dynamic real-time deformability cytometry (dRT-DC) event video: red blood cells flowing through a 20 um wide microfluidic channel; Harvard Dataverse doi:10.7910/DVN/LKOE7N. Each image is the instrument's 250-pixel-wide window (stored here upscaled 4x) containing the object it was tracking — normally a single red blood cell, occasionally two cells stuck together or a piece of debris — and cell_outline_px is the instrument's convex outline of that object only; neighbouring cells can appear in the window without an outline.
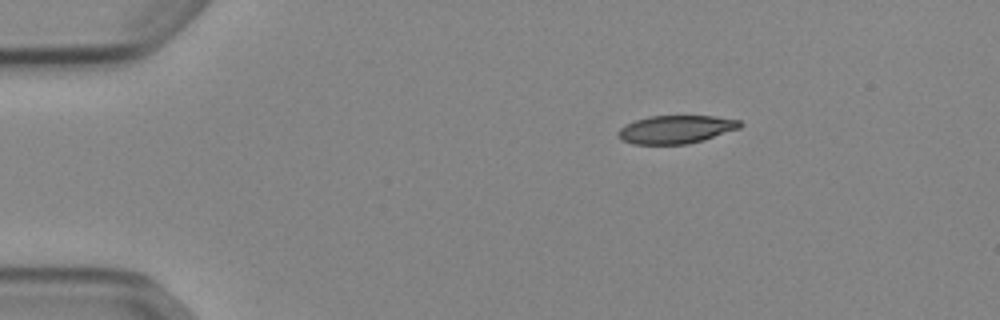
{"species": "Egyptian fruit bat (a non-hibernating species)", "species_latin": "Rousettus aegyptiacus", "temperature_condition": "cold", "stored_images_in_passage": 44, "camera_frame_rate_fps": 3000, "um_per_image_px": 0.085, "animal": {"sex": "female"}, "frame": {"image": 1, "passage_image": 1, "time_ms": 0.0, "image_size_px": [1000, 320], "cell_outline_px": [[740, 128], [704, 140], [688, 144], [632, 144], [620, 140], [616, 132], [620, 128], [636, 120], [648, 116], [716, 116], [740, 120]], "centroid_in_image_um": [57.44, 11.0], "position_along_channel_um": 27.6, "area_um2": 20.0}}
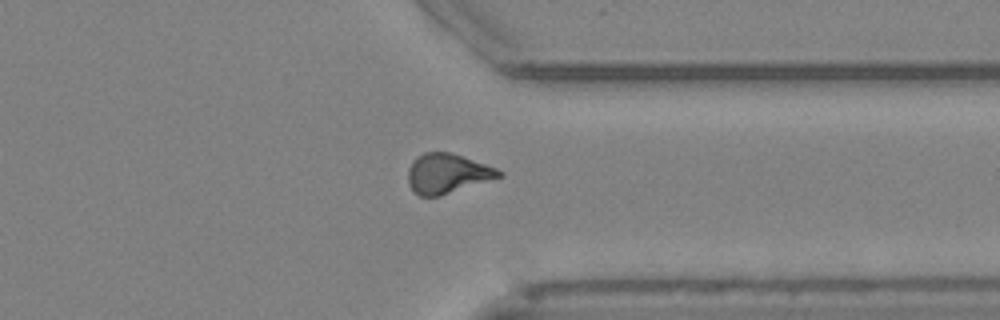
{"frame": {"image": 2, "passage_image": 33, "time_ms": 10.667, "image_size_px": [1000, 320], "cell_outline_px": [[504, 176], [440, 196], [420, 196], [412, 192], [408, 184], [408, 168], [412, 160], [416, 156], [424, 152], [448, 152], [496, 168], [504, 172]], "centroid_in_image_um": [37.98, 14.76], "position_along_channel_um": 373.4, "area_um2": 21.1}}
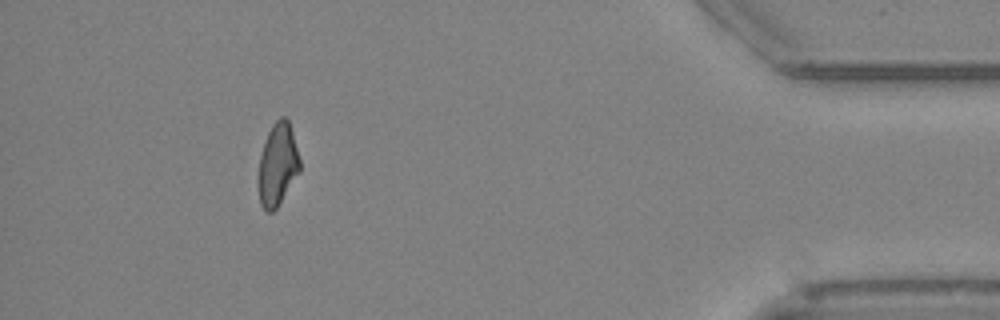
{"frame": {"image": 3, "passage_image": 40, "time_ms": 13.0, "image_size_px": [1000, 320], "cell_outline_px": [[300, 172], [276, 208], [272, 212], [268, 212], [260, 204], [256, 184], [256, 180], [260, 156], [264, 140], [272, 124], [280, 116], [284, 116], [288, 120], [292, 132], [300, 160]], "centroid_in_image_um": [23.56, 14.0], "position_along_channel_um": 411.6, "area_um2": 20.23}, "authors_computed_cell_mechanics": {"area_um2": 20.9814, "velocity_mm_per_s": 3.8978, "shape_relaxation_time_tau1_ms": 8.6203, "shape_relaxation_time_tau2_ms": 7.1221, "deformation_change_tau1": 0.2016, "deformation_change_tau2": 0.1496}}